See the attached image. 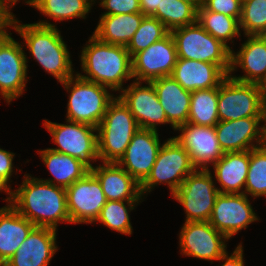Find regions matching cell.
<instances>
[{
  "label": "cell",
  "instance_id": "18",
  "mask_svg": "<svg viewBox=\"0 0 266 266\" xmlns=\"http://www.w3.org/2000/svg\"><path fill=\"white\" fill-rule=\"evenodd\" d=\"M161 146L158 131L139 128L117 163L141 184L150 174Z\"/></svg>",
  "mask_w": 266,
  "mask_h": 266
},
{
  "label": "cell",
  "instance_id": "30",
  "mask_svg": "<svg viewBox=\"0 0 266 266\" xmlns=\"http://www.w3.org/2000/svg\"><path fill=\"white\" fill-rule=\"evenodd\" d=\"M25 3L55 21L85 19L93 5L89 0H25Z\"/></svg>",
  "mask_w": 266,
  "mask_h": 266
},
{
  "label": "cell",
  "instance_id": "48",
  "mask_svg": "<svg viewBox=\"0 0 266 266\" xmlns=\"http://www.w3.org/2000/svg\"><path fill=\"white\" fill-rule=\"evenodd\" d=\"M93 5H94V3L93 2H95V0H89Z\"/></svg>",
  "mask_w": 266,
  "mask_h": 266
},
{
  "label": "cell",
  "instance_id": "38",
  "mask_svg": "<svg viewBox=\"0 0 266 266\" xmlns=\"http://www.w3.org/2000/svg\"><path fill=\"white\" fill-rule=\"evenodd\" d=\"M100 6L107 11L102 15L141 13L139 0H100Z\"/></svg>",
  "mask_w": 266,
  "mask_h": 266
},
{
  "label": "cell",
  "instance_id": "2",
  "mask_svg": "<svg viewBox=\"0 0 266 266\" xmlns=\"http://www.w3.org/2000/svg\"><path fill=\"white\" fill-rule=\"evenodd\" d=\"M80 55L84 80L98 83L111 91H122L123 82L131 80L132 57L126 46L101 42L94 35L90 37Z\"/></svg>",
  "mask_w": 266,
  "mask_h": 266
},
{
  "label": "cell",
  "instance_id": "26",
  "mask_svg": "<svg viewBox=\"0 0 266 266\" xmlns=\"http://www.w3.org/2000/svg\"><path fill=\"white\" fill-rule=\"evenodd\" d=\"M35 227L11 205L0 208V266L15 254Z\"/></svg>",
  "mask_w": 266,
  "mask_h": 266
},
{
  "label": "cell",
  "instance_id": "41",
  "mask_svg": "<svg viewBox=\"0 0 266 266\" xmlns=\"http://www.w3.org/2000/svg\"><path fill=\"white\" fill-rule=\"evenodd\" d=\"M218 260L220 262L224 261V264L221 266H244L245 260L243 259L242 243L237 245L231 256H229L228 252L226 251Z\"/></svg>",
  "mask_w": 266,
  "mask_h": 266
},
{
  "label": "cell",
  "instance_id": "27",
  "mask_svg": "<svg viewBox=\"0 0 266 266\" xmlns=\"http://www.w3.org/2000/svg\"><path fill=\"white\" fill-rule=\"evenodd\" d=\"M143 18L142 13L101 15L92 35L104 43L127 46Z\"/></svg>",
  "mask_w": 266,
  "mask_h": 266
},
{
  "label": "cell",
  "instance_id": "24",
  "mask_svg": "<svg viewBox=\"0 0 266 266\" xmlns=\"http://www.w3.org/2000/svg\"><path fill=\"white\" fill-rule=\"evenodd\" d=\"M151 82L172 128L175 130L178 126L186 124L189 118L191 91L184 89L171 76Z\"/></svg>",
  "mask_w": 266,
  "mask_h": 266
},
{
  "label": "cell",
  "instance_id": "42",
  "mask_svg": "<svg viewBox=\"0 0 266 266\" xmlns=\"http://www.w3.org/2000/svg\"><path fill=\"white\" fill-rule=\"evenodd\" d=\"M141 13L144 16H152L156 11L162 0H139Z\"/></svg>",
  "mask_w": 266,
  "mask_h": 266
},
{
  "label": "cell",
  "instance_id": "35",
  "mask_svg": "<svg viewBox=\"0 0 266 266\" xmlns=\"http://www.w3.org/2000/svg\"><path fill=\"white\" fill-rule=\"evenodd\" d=\"M244 189L247 196H266V152L260 147L250 150L249 170Z\"/></svg>",
  "mask_w": 266,
  "mask_h": 266
},
{
  "label": "cell",
  "instance_id": "44",
  "mask_svg": "<svg viewBox=\"0 0 266 266\" xmlns=\"http://www.w3.org/2000/svg\"><path fill=\"white\" fill-rule=\"evenodd\" d=\"M264 124L261 125V141L259 147L266 152V114L263 119Z\"/></svg>",
  "mask_w": 266,
  "mask_h": 266
},
{
  "label": "cell",
  "instance_id": "46",
  "mask_svg": "<svg viewBox=\"0 0 266 266\" xmlns=\"http://www.w3.org/2000/svg\"><path fill=\"white\" fill-rule=\"evenodd\" d=\"M258 86L262 92L264 100L266 101V75L264 76L262 81L258 84Z\"/></svg>",
  "mask_w": 266,
  "mask_h": 266
},
{
  "label": "cell",
  "instance_id": "15",
  "mask_svg": "<svg viewBox=\"0 0 266 266\" xmlns=\"http://www.w3.org/2000/svg\"><path fill=\"white\" fill-rule=\"evenodd\" d=\"M258 220L246 194L219 193L209 223L230 239Z\"/></svg>",
  "mask_w": 266,
  "mask_h": 266
},
{
  "label": "cell",
  "instance_id": "28",
  "mask_svg": "<svg viewBox=\"0 0 266 266\" xmlns=\"http://www.w3.org/2000/svg\"><path fill=\"white\" fill-rule=\"evenodd\" d=\"M41 160L47 166L53 179H40L42 181L67 188L77 180L82 179L90 170L76 158L54 151L50 148L38 151ZM57 182V183H56Z\"/></svg>",
  "mask_w": 266,
  "mask_h": 266
},
{
  "label": "cell",
  "instance_id": "19",
  "mask_svg": "<svg viewBox=\"0 0 266 266\" xmlns=\"http://www.w3.org/2000/svg\"><path fill=\"white\" fill-rule=\"evenodd\" d=\"M57 230L35 227L3 266H48L58 247Z\"/></svg>",
  "mask_w": 266,
  "mask_h": 266
},
{
  "label": "cell",
  "instance_id": "16",
  "mask_svg": "<svg viewBox=\"0 0 266 266\" xmlns=\"http://www.w3.org/2000/svg\"><path fill=\"white\" fill-rule=\"evenodd\" d=\"M175 130L181 134L174 138L188 152L196 169H209V164L214 165L224 155L215 126H199L187 122Z\"/></svg>",
  "mask_w": 266,
  "mask_h": 266
},
{
  "label": "cell",
  "instance_id": "47",
  "mask_svg": "<svg viewBox=\"0 0 266 266\" xmlns=\"http://www.w3.org/2000/svg\"><path fill=\"white\" fill-rule=\"evenodd\" d=\"M259 36H260L264 41H266V27H265V29L259 34Z\"/></svg>",
  "mask_w": 266,
  "mask_h": 266
},
{
  "label": "cell",
  "instance_id": "31",
  "mask_svg": "<svg viewBox=\"0 0 266 266\" xmlns=\"http://www.w3.org/2000/svg\"><path fill=\"white\" fill-rule=\"evenodd\" d=\"M197 21L209 34L221 41L230 50L232 49L227 41L233 43L234 40L232 39L241 36L239 21L236 18L209 11L204 6L197 11Z\"/></svg>",
  "mask_w": 266,
  "mask_h": 266
},
{
  "label": "cell",
  "instance_id": "25",
  "mask_svg": "<svg viewBox=\"0 0 266 266\" xmlns=\"http://www.w3.org/2000/svg\"><path fill=\"white\" fill-rule=\"evenodd\" d=\"M250 150L224 152V155L213 165L214 176L223 194H241L249 170Z\"/></svg>",
  "mask_w": 266,
  "mask_h": 266
},
{
  "label": "cell",
  "instance_id": "14",
  "mask_svg": "<svg viewBox=\"0 0 266 266\" xmlns=\"http://www.w3.org/2000/svg\"><path fill=\"white\" fill-rule=\"evenodd\" d=\"M24 47L10 35L0 40V95L11 103L23 95L27 78V55Z\"/></svg>",
  "mask_w": 266,
  "mask_h": 266
},
{
  "label": "cell",
  "instance_id": "22",
  "mask_svg": "<svg viewBox=\"0 0 266 266\" xmlns=\"http://www.w3.org/2000/svg\"><path fill=\"white\" fill-rule=\"evenodd\" d=\"M238 52L231 50V67L229 76L244 83L259 84L266 75V41L259 35H248ZM237 67L243 69L245 75L233 76Z\"/></svg>",
  "mask_w": 266,
  "mask_h": 266
},
{
  "label": "cell",
  "instance_id": "11",
  "mask_svg": "<svg viewBox=\"0 0 266 266\" xmlns=\"http://www.w3.org/2000/svg\"><path fill=\"white\" fill-rule=\"evenodd\" d=\"M176 44L171 33L132 57V74L136 81L151 82L170 76L177 62Z\"/></svg>",
  "mask_w": 266,
  "mask_h": 266
},
{
  "label": "cell",
  "instance_id": "4",
  "mask_svg": "<svg viewBox=\"0 0 266 266\" xmlns=\"http://www.w3.org/2000/svg\"><path fill=\"white\" fill-rule=\"evenodd\" d=\"M139 125L119 96L108 105L97 127L98 157L102 162H118Z\"/></svg>",
  "mask_w": 266,
  "mask_h": 266
},
{
  "label": "cell",
  "instance_id": "34",
  "mask_svg": "<svg viewBox=\"0 0 266 266\" xmlns=\"http://www.w3.org/2000/svg\"><path fill=\"white\" fill-rule=\"evenodd\" d=\"M169 33L170 31L158 19L153 16H144L126 49L133 57L136 53L147 49L151 44L163 39Z\"/></svg>",
  "mask_w": 266,
  "mask_h": 266
},
{
  "label": "cell",
  "instance_id": "29",
  "mask_svg": "<svg viewBox=\"0 0 266 266\" xmlns=\"http://www.w3.org/2000/svg\"><path fill=\"white\" fill-rule=\"evenodd\" d=\"M218 87L191 91L188 122L199 126H215L218 117Z\"/></svg>",
  "mask_w": 266,
  "mask_h": 266
},
{
  "label": "cell",
  "instance_id": "6",
  "mask_svg": "<svg viewBox=\"0 0 266 266\" xmlns=\"http://www.w3.org/2000/svg\"><path fill=\"white\" fill-rule=\"evenodd\" d=\"M170 33L176 44L178 58L213 63L230 74L231 50L209 34L198 21Z\"/></svg>",
  "mask_w": 266,
  "mask_h": 266
},
{
  "label": "cell",
  "instance_id": "12",
  "mask_svg": "<svg viewBox=\"0 0 266 266\" xmlns=\"http://www.w3.org/2000/svg\"><path fill=\"white\" fill-rule=\"evenodd\" d=\"M228 238L209 221L185 222L180 235V251L185 256L214 261L226 252Z\"/></svg>",
  "mask_w": 266,
  "mask_h": 266
},
{
  "label": "cell",
  "instance_id": "8",
  "mask_svg": "<svg viewBox=\"0 0 266 266\" xmlns=\"http://www.w3.org/2000/svg\"><path fill=\"white\" fill-rule=\"evenodd\" d=\"M195 169L188 152L174 137L168 138L162 144L150 174L140 184L142 197L162 183L168 185L172 195Z\"/></svg>",
  "mask_w": 266,
  "mask_h": 266
},
{
  "label": "cell",
  "instance_id": "43",
  "mask_svg": "<svg viewBox=\"0 0 266 266\" xmlns=\"http://www.w3.org/2000/svg\"><path fill=\"white\" fill-rule=\"evenodd\" d=\"M1 191H5L7 192L6 194L10 195L9 197H7L5 200L7 201V203H9L8 205H11L12 203V190L10 185L0 176V192ZM9 201V202H8Z\"/></svg>",
  "mask_w": 266,
  "mask_h": 266
},
{
  "label": "cell",
  "instance_id": "13",
  "mask_svg": "<svg viewBox=\"0 0 266 266\" xmlns=\"http://www.w3.org/2000/svg\"><path fill=\"white\" fill-rule=\"evenodd\" d=\"M67 209L71 223H93L106 204L98 179L89 171L82 179L66 188Z\"/></svg>",
  "mask_w": 266,
  "mask_h": 266
},
{
  "label": "cell",
  "instance_id": "1",
  "mask_svg": "<svg viewBox=\"0 0 266 266\" xmlns=\"http://www.w3.org/2000/svg\"><path fill=\"white\" fill-rule=\"evenodd\" d=\"M11 206L36 227L57 230L58 223H71L66 188L24 175L22 184L12 191Z\"/></svg>",
  "mask_w": 266,
  "mask_h": 266
},
{
  "label": "cell",
  "instance_id": "36",
  "mask_svg": "<svg viewBox=\"0 0 266 266\" xmlns=\"http://www.w3.org/2000/svg\"><path fill=\"white\" fill-rule=\"evenodd\" d=\"M239 27L248 35H259L266 27V0H243Z\"/></svg>",
  "mask_w": 266,
  "mask_h": 266
},
{
  "label": "cell",
  "instance_id": "33",
  "mask_svg": "<svg viewBox=\"0 0 266 266\" xmlns=\"http://www.w3.org/2000/svg\"><path fill=\"white\" fill-rule=\"evenodd\" d=\"M139 202L141 201H106L95 222L102 223L109 229L122 234L131 235L133 229L130 223L129 211L131 212Z\"/></svg>",
  "mask_w": 266,
  "mask_h": 266
},
{
  "label": "cell",
  "instance_id": "32",
  "mask_svg": "<svg viewBox=\"0 0 266 266\" xmlns=\"http://www.w3.org/2000/svg\"><path fill=\"white\" fill-rule=\"evenodd\" d=\"M152 16L163 23L171 32L176 28L195 23L197 10L182 0H162Z\"/></svg>",
  "mask_w": 266,
  "mask_h": 266
},
{
  "label": "cell",
  "instance_id": "9",
  "mask_svg": "<svg viewBox=\"0 0 266 266\" xmlns=\"http://www.w3.org/2000/svg\"><path fill=\"white\" fill-rule=\"evenodd\" d=\"M44 121L43 125L58 145V148L50 149L76 158L89 170L94 168L91 162L99 160L96 127L70 120L66 124Z\"/></svg>",
  "mask_w": 266,
  "mask_h": 266
},
{
  "label": "cell",
  "instance_id": "3",
  "mask_svg": "<svg viewBox=\"0 0 266 266\" xmlns=\"http://www.w3.org/2000/svg\"><path fill=\"white\" fill-rule=\"evenodd\" d=\"M19 22L16 18L12 29L23 37L31 56L48 74L60 83L75 75L67 45L54 24L46 20L33 24Z\"/></svg>",
  "mask_w": 266,
  "mask_h": 266
},
{
  "label": "cell",
  "instance_id": "45",
  "mask_svg": "<svg viewBox=\"0 0 266 266\" xmlns=\"http://www.w3.org/2000/svg\"><path fill=\"white\" fill-rule=\"evenodd\" d=\"M192 5L197 11L204 6V0H182Z\"/></svg>",
  "mask_w": 266,
  "mask_h": 266
},
{
  "label": "cell",
  "instance_id": "23",
  "mask_svg": "<svg viewBox=\"0 0 266 266\" xmlns=\"http://www.w3.org/2000/svg\"><path fill=\"white\" fill-rule=\"evenodd\" d=\"M189 91L219 87L228 74L218 65L178 58L170 75Z\"/></svg>",
  "mask_w": 266,
  "mask_h": 266
},
{
  "label": "cell",
  "instance_id": "10",
  "mask_svg": "<svg viewBox=\"0 0 266 266\" xmlns=\"http://www.w3.org/2000/svg\"><path fill=\"white\" fill-rule=\"evenodd\" d=\"M210 169H195L172 194L185 209V222L209 221L218 187H215Z\"/></svg>",
  "mask_w": 266,
  "mask_h": 266
},
{
  "label": "cell",
  "instance_id": "21",
  "mask_svg": "<svg viewBox=\"0 0 266 266\" xmlns=\"http://www.w3.org/2000/svg\"><path fill=\"white\" fill-rule=\"evenodd\" d=\"M90 172L98 179L107 201H141L138 183L116 162H102Z\"/></svg>",
  "mask_w": 266,
  "mask_h": 266
},
{
  "label": "cell",
  "instance_id": "5",
  "mask_svg": "<svg viewBox=\"0 0 266 266\" xmlns=\"http://www.w3.org/2000/svg\"><path fill=\"white\" fill-rule=\"evenodd\" d=\"M61 84L70 93L66 119L97 128L115 98L107 90L110 88L84 80L77 74Z\"/></svg>",
  "mask_w": 266,
  "mask_h": 266
},
{
  "label": "cell",
  "instance_id": "39",
  "mask_svg": "<svg viewBox=\"0 0 266 266\" xmlns=\"http://www.w3.org/2000/svg\"><path fill=\"white\" fill-rule=\"evenodd\" d=\"M16 3V0H0V40L12 34H8L6 30L7 27L14 26L15 15L11 12L10 7H13Z\"/></svg>",
  "mask_w": 266,
  "mask_h": 266
},
{
  "label": "cell",
  "instance_id": "37",
  "mask_svg": "<svg viewBox=\"0 0 266 266\" xmlns=\"http://www.w3.org/2000/svg\"><path fill=\"white\" fill-rule=\"evenodd\" d=\"M243 0H204V7L213 12L223 13L227 16L241 18Z\"/></svg>",
  "mask_w": 266,
  "mask_h": 266
},
{
  "label": "cell",
  "instance_id": "20",
  "mask_svg": "<svg viewBox=\"0 0 266 266\" xmlns=\"http://www.w3.org/2000/svg\"><path fill=\"white\" fill-rule=\"evenodd\" d=\"M263 119L264 117H246L219 121L215 130L223 152L247 151L259 147Z\"/></svg>",
  "mask_w": 266,
  "mask_h": 266
},
{
  "label": "cell",
  "instance_id": "7",
  "mask_svg": "<svg viewBox=\"0 0 266 266\" xmlns=\"http://www.w3.org/2000/svg\"><path fill=\"white\" fill-rule=\"evenodd\" d=\"M219 121L264 117L266 101L258 84L234 80L229 75L218 87Z\"/></svg>",
  "mask_w": 266,
  "mask_h": 266
},
{
  "label": "cell",
  "instance_id": "17",
  "mask_svg": "<svg viewBox=\"0 0 266 266\" xmlns=\"http://www.w3.org/2000/svg\"><path fill=\"white\" fill-rule=\"evenodd\" d=\"M133 81L120 91L119 97L128 106L139 127L158 131L159 124H170L152 82L141 86V81Z\"/></svg>",
  "mask_w": 266,
  "mask_h": 266
},
{
  "label": "cell",
  "instance_id": "40",
  "mask_svg": "<svg viewBox=\"0 0 266 266\" xmlns=\"http://www.w3.org/2000/svg\"><path fill=\"white\" fill-rule=\"evenodd\" d=\"M15 154L0 148V176L10 182L13 172V158Z\"/></svg>",
  "mask_w": 266,
  "mask_h": 266
}]
</instances>
